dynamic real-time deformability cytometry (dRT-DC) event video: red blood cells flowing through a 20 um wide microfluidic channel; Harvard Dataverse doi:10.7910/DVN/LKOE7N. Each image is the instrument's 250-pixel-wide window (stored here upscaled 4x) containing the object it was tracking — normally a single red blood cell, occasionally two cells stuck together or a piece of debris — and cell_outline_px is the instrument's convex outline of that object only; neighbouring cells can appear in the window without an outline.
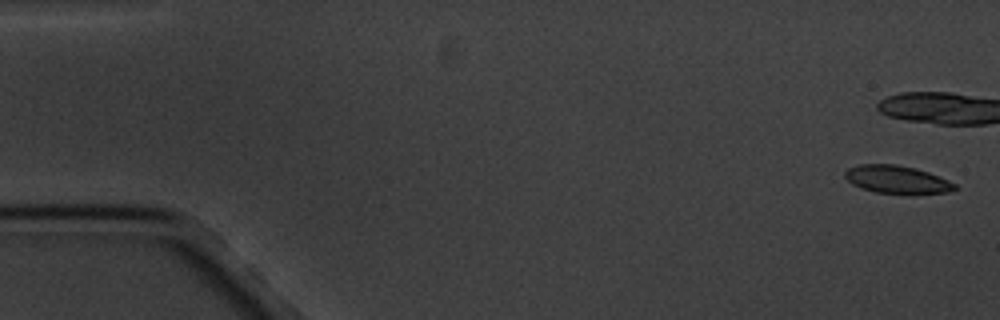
{"species": "common noctule bat (a hibernating species)", "species_latin": "Nyctalus noctula", "temperature_condition": "cold", "stored_images_in_passage": 7, "camera_frame_rate_fps": 3000, "um_per_image_px": 0.085, "animal": {"sex": "male", "body_mass_g": 20.1, "forearm_length_mm": 53.5}, "frame": {"image": 1, "passage_image": 1, "time_ms": 0.0, "image_size_px": [1000, 320], "cell_outline_px": [[960, 188], [948, 192], [912, 196], [908, 196], [876, 192], [860, 188], [852, 184], [844, 176], [844, 172], [848, 168], [860, 164], [896, 164], [916, 168], [928, 172], [948, 180], [956, 184]], "centroid_in_image_um": [76.29, 15.3], "position_along_channel_um": 8.7, "area_um2": 18.55}}